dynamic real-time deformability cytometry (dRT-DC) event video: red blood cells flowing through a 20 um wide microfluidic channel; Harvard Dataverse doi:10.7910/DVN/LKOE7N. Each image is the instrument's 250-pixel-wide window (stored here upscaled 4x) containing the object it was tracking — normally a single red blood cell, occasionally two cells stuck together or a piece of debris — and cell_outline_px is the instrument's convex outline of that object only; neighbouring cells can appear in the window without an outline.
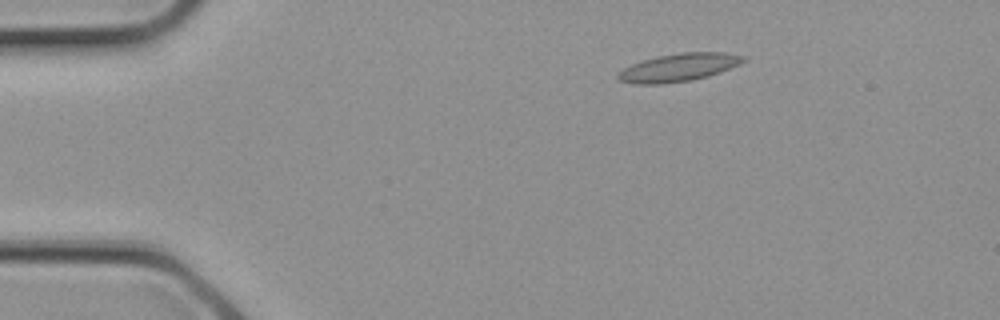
{"species": "common noctule bat (a hibernating species)", "species_latin": "Nyctalus noctula", "temperature_condition": "cold", "stored_images_in_passage": 2, "camera_frame_rate_fps": 3000, "um_per_image_px": 0.085, "animal": {"sex": "female", "body_mass_g": 21.9}, "frame": {"image": 1, "passage_image": 2, "time_ms": 0.333, "image_size_px": [1000, 320], "cell_outline_px": [[748, 60], [740, 64], [720, 72], [708, 76], [692, 80], [664, 84], [632, 84], [620, 80], [616, 76], [616, 72], [640, 60], [656, 56], [680, 52], [724, 52], [748, 56]], "centroid_in_image_um": [57.7, 5.72], "position_along_channel_um": 27.3, "area_um2": 20.81}}